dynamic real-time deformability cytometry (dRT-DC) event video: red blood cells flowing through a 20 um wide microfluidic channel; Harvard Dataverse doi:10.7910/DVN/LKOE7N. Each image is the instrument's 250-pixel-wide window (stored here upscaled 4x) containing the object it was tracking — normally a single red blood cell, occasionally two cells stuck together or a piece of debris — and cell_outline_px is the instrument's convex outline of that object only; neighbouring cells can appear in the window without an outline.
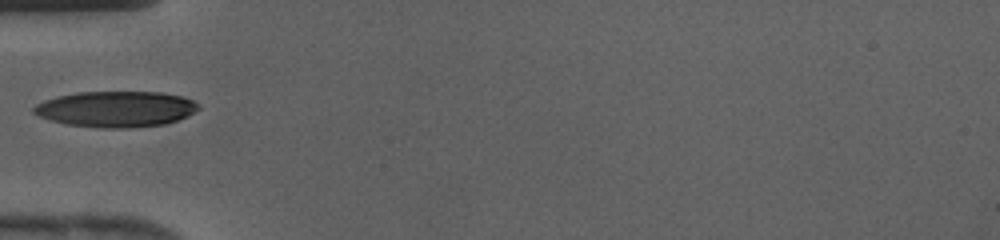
{"species": "human", "species_latin": "Homo sapiens", "temperature_condition": "cold", "stored_images_in_passage": 29, "camera_frame_rate_fps": 3000, "um_per_image_px": 0.085, "donor": {"sex": "female"}, "frame": {"image": 1, "passage_image": 1, "time_ms": 0.0, "image_size_px": [1000, 240], "cell_outline_px": [[200, 108], [188, 116], [164, 124], [132, 128], [100, 128], [64, 124], [40, 116], [32, 112], [32, 108], [36, 104], [44, 100], [56, 96], [76, 92], [160, 92], [184, 96], [200, 104]], "centroid_in_image_um": [9.86, 9.27], "position_along_channel_um": 75.1, "area_um2": 34.68}}
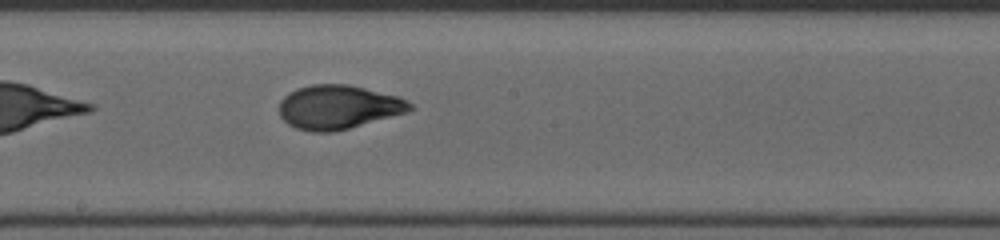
{"frame": {"image": 2, "passage_image": 10, "time_ms": 3.0, "image_size_px": [1000, 240], "cell_outline_px": [[416, 108], [408, 112], [348, 128], [332, 132], [312, 132], [296, 128], [288, 124], [280, 116], [280, 100], [288, 92], [296, 88], [312, 84], [348, 84], [396, 96], [412, 104]], "centroid_in_image_um": [28.73, 9.1], "position_along_channel_um": 219.5, "area_um2": 33.35}}
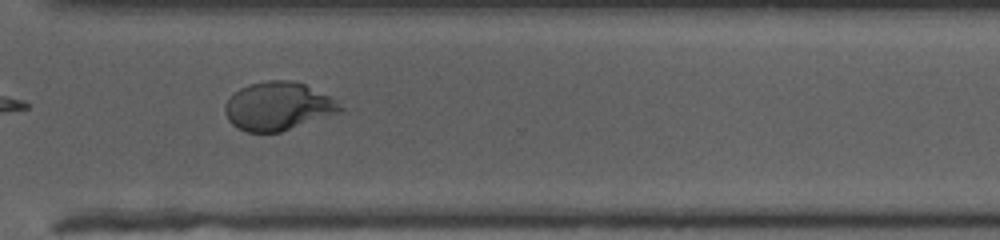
{"frame": {"image": 3, "passage_image": 18, "time_ms": 5.667, "image_size_px": [1000, 240], "cell_outline_px": [[344, 108], [340, 112], [280, 132], [248, 132], [236, 128], [228, 120], [224, 112], [224, 104], [240, 88], [248, 84], [268, 80], [292, 80], [304, 84], [336, 100]], "centroid_in_image_um": [23.6, 9.03], "position_along_channel_um": 347.0, "area_um2": 32.19}}